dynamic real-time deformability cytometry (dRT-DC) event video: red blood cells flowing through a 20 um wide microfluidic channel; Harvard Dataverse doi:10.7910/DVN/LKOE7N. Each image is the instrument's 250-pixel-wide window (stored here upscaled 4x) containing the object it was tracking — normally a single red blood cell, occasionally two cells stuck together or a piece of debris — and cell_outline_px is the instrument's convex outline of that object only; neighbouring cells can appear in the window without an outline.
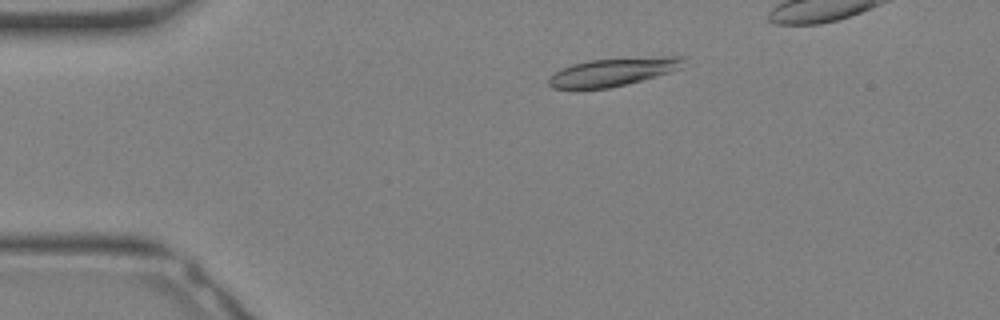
{"species": "Egyptian fruit bat (a non-hibernating species)", "species_latin": "Rousettus aegyptiacus", "temperature_condition": "warm", "stored_images_in_passage": 25, "camera_frame_rate_fps": 3000, "um_per_image_px": 0.085, "animal": {"sex": "female"}, "frame": {"image": 1, "passage_image": 2, "time_ms": 0.333, "image_size_px": [1000, 320], "cell_outline_px": [[684, 56], [680, 68], [656, 76], [608, 88], [552, 88], [548, 84], [548, 76], [560, 68], [572, 64], [588, 60], [660, 56]], "centroid_in_image_um": [52.04, 6.1], "position_along_channel_um": 33.0, "area_um2": 21.79}}
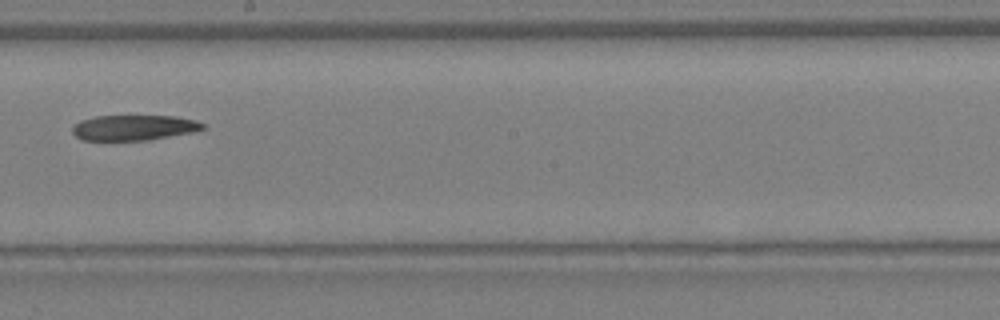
{"frame": {"image": 2, "passage_image": 14, "time_ms": 4.333, "image_size_px": [1000, 320], "cell_outline_px": [[208, 128], [192, 132], [148, 140], [80, 140], [72, 132], [72, 128], [80, 120], [96, 116], [176, 116], [196, 120], [204, 124]], "centroid_in_image_um": [11.4, 10.85], "position_along_channel_um": 236.8, "area_um2": 19.31}}
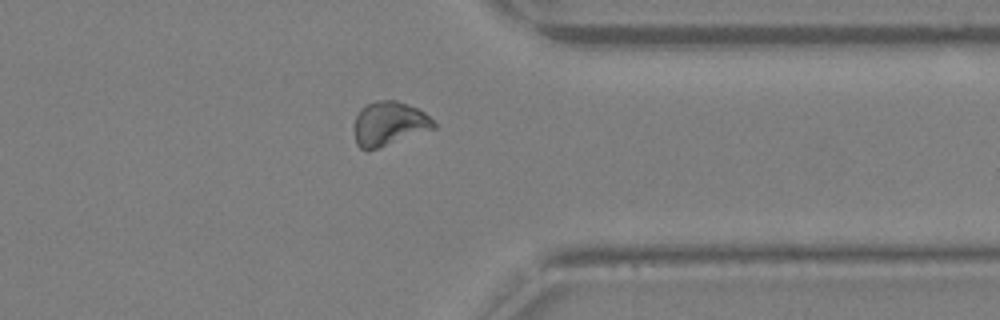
{"frame": {"image": 3, "passage_image": 21, "time_ms": 6.667, "image_size_px": [1000, 320], "cell_outline_px": [[436, 128], [368, 152], [360, 148], [356, 144], [356, 116], [360, 108], [364, 104], [376, 100], [396, 100], [408, 104], [424, 112], [436, 124]], "centroid_in_image_um": [33.07, 10.51], "position_along_channel_um": 378.3, "area_um2": 20.52}}